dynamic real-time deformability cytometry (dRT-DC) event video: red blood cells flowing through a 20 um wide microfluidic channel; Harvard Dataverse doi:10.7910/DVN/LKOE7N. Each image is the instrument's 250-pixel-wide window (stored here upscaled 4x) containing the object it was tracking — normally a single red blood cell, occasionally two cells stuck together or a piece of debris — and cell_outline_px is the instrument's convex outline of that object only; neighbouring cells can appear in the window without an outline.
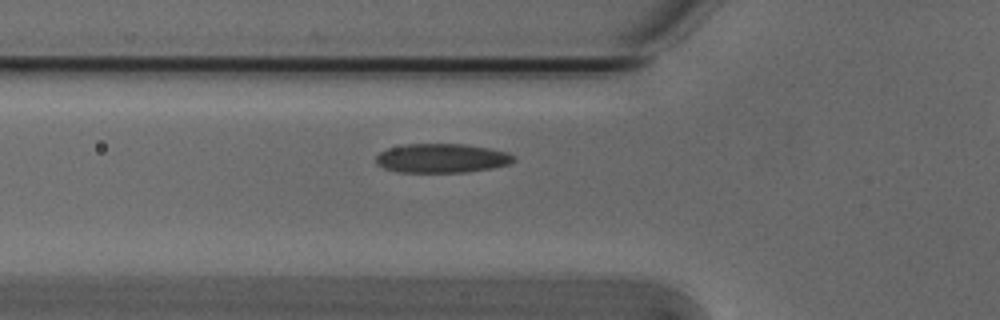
{"species": "Egyptian fruit bat (a non-hibernating species)", "species_latin": "Rousettus aegyptiacus", "temperature_condition": "cold", "stored_images_in_passage": 5, "camera_frame_rate_fps": 3000, "um_per_image_px": 0.085, "animal": {"sex": "male"}, "frame": {"image": 1, "passage_image": 5, "time_ms": 1.333, "image_size_px": [1000, 320], "cell_outline_px": [[516, 160], [508, 164], [492, 168], [468, 172], [396, 172], [384, 168], [376, 164], [376, 156], [380, 152], [388, 148], [404, 144], [464, 144], [488, 148], [508, 152], [516, 156]], "centroid_in_image_um": [37.55, 13.45], "position_along_channel_um": 88.2, "area_um2": 23.52}}